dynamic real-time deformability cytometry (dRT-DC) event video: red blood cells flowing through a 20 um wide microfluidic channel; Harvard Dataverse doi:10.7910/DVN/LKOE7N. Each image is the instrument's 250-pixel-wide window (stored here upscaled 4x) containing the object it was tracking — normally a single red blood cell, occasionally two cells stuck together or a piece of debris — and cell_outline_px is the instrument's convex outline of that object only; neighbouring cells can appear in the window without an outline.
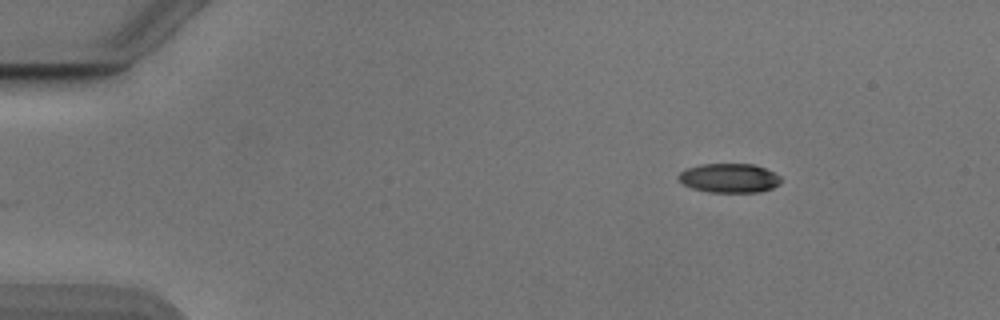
{"species": "Egyptian fruit bat (a non-hibernating species)", "species_latin": "Rousettus aegyptiacus", "temperature_condition": "cold", "stored_images_in_passage": 46, "camera_frame_rate_fps": 3000, "um_per_image_px": 0.085, "animal": {"sex": "male"}, "frame": {"image": 1, "passage_image": 1, "time_ms": 0.0, "image_size_px": [1000, 320], "cell_outline_px": [[780, 184], [772, 188], [760, 192], [708, 192], [692, 188], [676, 180], [676, 176], [684, 168], [700, 164], [752, 164], [764, 168], [780, 176]], "centroid_in_image_um": [61.92, 15.13], "position_along_channel_um": 23.1, "area_um2": 17.57}}
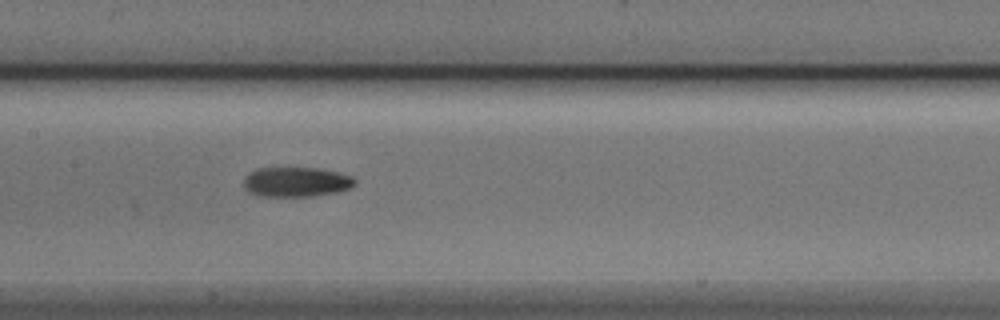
{"frame": {"image": 2, "passage_image": 20, "time_ms": 6.333, "image_size_px": [1000, 320], "cell_outline_px": [[356, 184], [352, 188], [336, 192], [312, 196], [260, 196], [248, 192], [244, 188], [244, 176], [256, 168], [316, 168], [336, 172], [352, 176], [356, 180]], "centroid_in_image_um": [25.17, 15.47], "position_along_channel_um": 182.2, "area_um2": 19.36}}
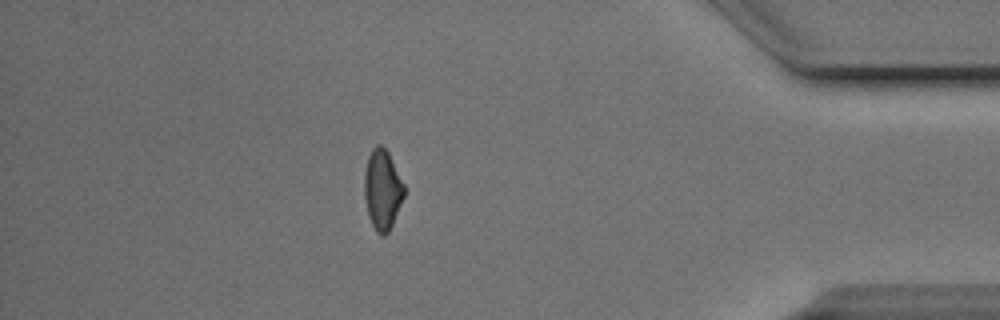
{"frame": {"image": 3, "passage_image": 40, "time_ms": 13.0, "image_size_px": [1000, 320], "cell_outline_px": [[404, 196], [392, 224], [388, 232], [384, 236], [380, 236], [376, 232], [368, 216], [364, 196], [364, 176], [368, 156], [372, 148], [376, 144], [380, 144], [388, 152], [404, 184]], "centroid_in_image_um": [32.49, 16.12], "position_along_channel_um": 402.7, "area_um2": 18.5}, "authors_computed_cell_mechanics": {"area_um2": 18.8139, "velocity_mm_per_s": 3.8927, "shape_relaxation_time_tau1_ms": 7.3304, "shape_relaxation_time_tau2_ms": null, "deformation_change_tau1": 0.181, "deformation_change_tau2": null}}